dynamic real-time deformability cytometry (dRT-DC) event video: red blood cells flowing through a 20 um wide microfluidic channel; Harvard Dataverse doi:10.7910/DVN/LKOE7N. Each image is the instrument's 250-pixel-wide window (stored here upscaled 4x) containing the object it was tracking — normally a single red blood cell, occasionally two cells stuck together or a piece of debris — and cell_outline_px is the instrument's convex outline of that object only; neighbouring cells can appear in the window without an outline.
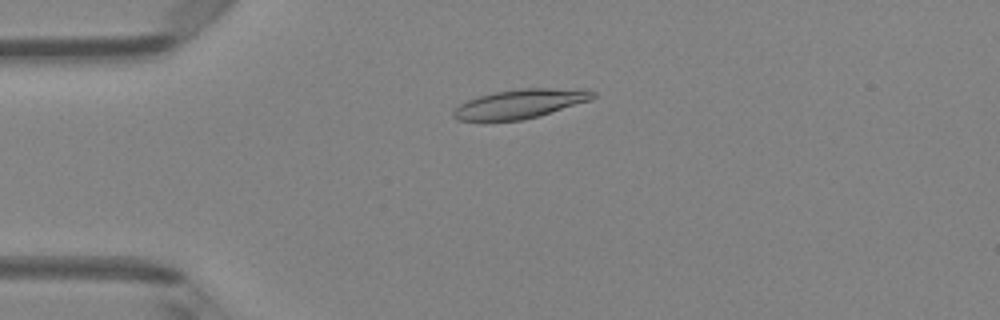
{"species": "Egyptian fruit bat (a non-hibernating species)", "species_latin": "Rousettus aegyptiacus", "temperature_condition": "room temperature", "stored_images_in_passage": 6, "camera_frame_rate_fps": 3000, "um_per_image_px": 0.085, "animal": {"sex": "female"}, "frame": {"image": 1, "passage_image": 3, "time_ms": 3.0, "image_size_px": [1000, 320], "cell_outline_px": [[596, 96], [592, 100], [540, 116], [524, 120], [456, 120], [452, 116], [452, 112], [460, 104], [468, 100], [480, 96], [496, 92], [520, 88], [588, 88], [596, 92]], "centroid_in_image_um": [44.32, 8.81], "position_along_channel_um": 40.7, "area_um2": 23.87}}
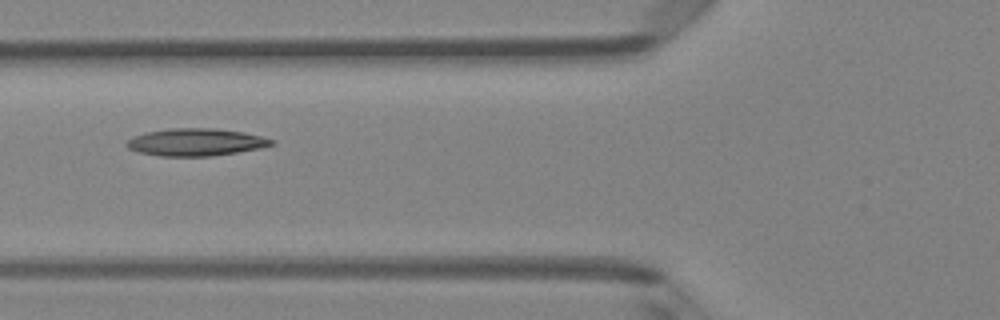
{"frame": {"image": 2, "passage_image": 5, "time_ms": 5.333, "image_size_px": [1000, 320], "cell_outline_px": [[276, 144], [260, 148], [212, 156], [160, 156], [140, 152], [128, 148], [124, 144], [132, 136], [148, 132], [172, 128], [216, 128], [244, 132], [276, 140]], "centroid_in_image_um": [16.67, 12.08], "position_along_channel_um": 109.1, "area_um2": 23.12}}
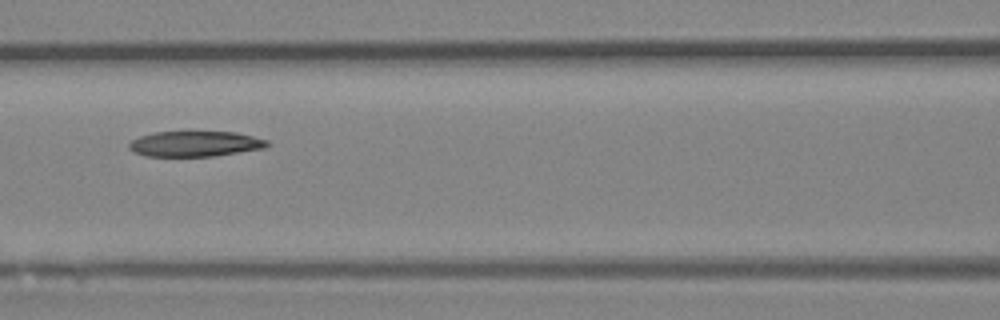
{"frame": {"image": 3, "passage_image": 6, "time_ms": 6.333, "image_size_px": [1000, 320], "cell_outline_px": [[268, 144], [264, 148], [216, 156], [144, 156], [132, 152], [128, 148], [128, 144], [132, 140], [140, 136], [152, 132], [236, 132], [268, 140]], "centroid_in_image_um": [16.54, 12.23], "position_along_channel_um": 150.1, "area_um2": 20.52}}